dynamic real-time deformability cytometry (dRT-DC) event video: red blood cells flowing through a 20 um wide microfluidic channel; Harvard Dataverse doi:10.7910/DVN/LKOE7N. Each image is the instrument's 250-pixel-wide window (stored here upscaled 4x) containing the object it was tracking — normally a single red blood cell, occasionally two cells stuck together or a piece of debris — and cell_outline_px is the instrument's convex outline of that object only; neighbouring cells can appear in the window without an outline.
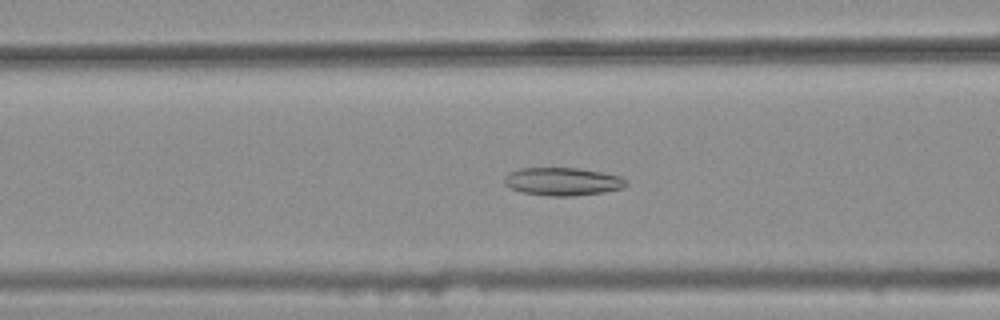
{"species": "common noctule bat (a hibernating species)", "species_latin": "Nyctalus noctula", "temperature_condition": "warm", "stored_images_in_passage": 45, "camera_frame_rate_fps": 3000, "um_per_image_px": 0.085, "animal": {"sex": "female", "body_mass_g": 25.1}, "frame": {"image": 1, "passage_image": 21, "time_ms": 6.667, "image_size_px": [1000, 320], "cell_outline_px": [[628, 184], [620, 188], [604, 192], [572, 196], [548, 196], [524, 192], [508, 188], [504, 184], [504, 176], [508, 172], [520, 168], [576, 168], [600, 172], [620, 176], [628, 180]], "centroid_in_image_um": [47.78, 15.43], "position_along_channel_um": 118.8, "area_um2": 19.88}}
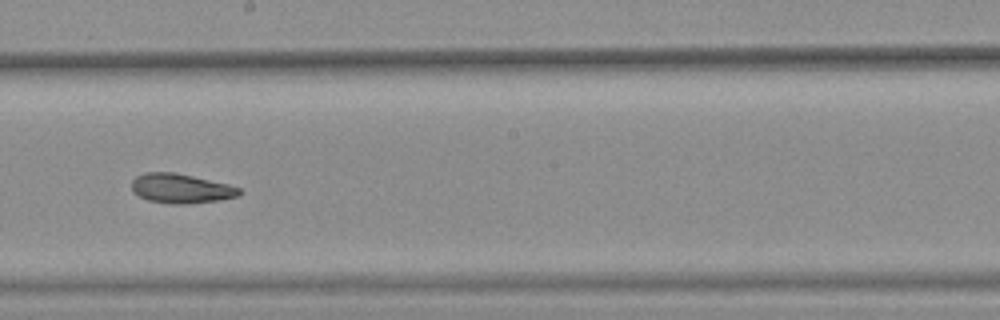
{"frame": {"image": 2, "passage_image": 30, "time_ms": 9.667, "image_size_px": [1000, 320], "cell_outline_px": [[244, 192], [240, 196], [220, 200], [184, 204], [172, 204], [148, 200], [140, 196], [132, 188], [132, 180], [136, 176], [144, 172], [172, 172], [192, 176], [228, 184], [240, 188]], "centroid_in_image_um": [15.42, 16.02], "position_along_channel_um": 232.8, "area_um2": 18.44}}
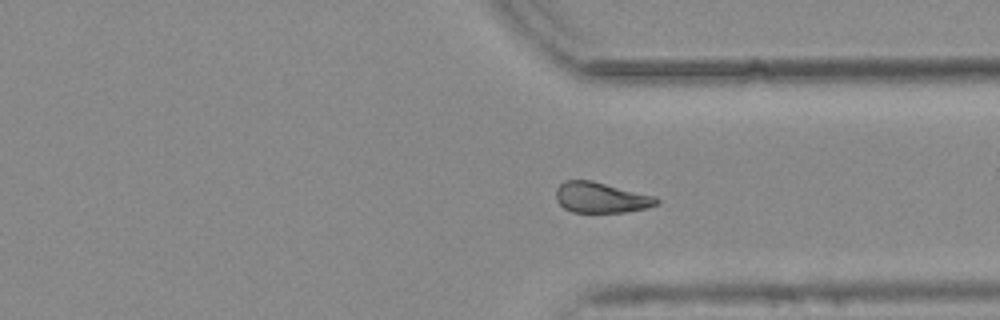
{"frame": {"image": 3, "passage_image": 40, "time_ms": 13.0, "image_size_px": [1000, 320], "cell_outline_px": [[660, 204], [648, 208], [628, 212], [572, 212], [564, 208], [556, 200], [556, 188], [564, 180], [592, 180], [656, 196], [660, 200]], "centroid_in_image_um": [51.12, 16.79], "position_along_channel_um": 360.3, "area_um2": 18.21}, "authors_computed_cell_mechanics": {"area_um2": 19.0162, "velocity_mm_per_s": 3.8074, "shape_relaxation_time_tau1_ms": null, "shape_relaxation_time_tau2_ms": 3.7654, "deformation_change_tau1": null, "deformation_change_tau2": 0.106}}